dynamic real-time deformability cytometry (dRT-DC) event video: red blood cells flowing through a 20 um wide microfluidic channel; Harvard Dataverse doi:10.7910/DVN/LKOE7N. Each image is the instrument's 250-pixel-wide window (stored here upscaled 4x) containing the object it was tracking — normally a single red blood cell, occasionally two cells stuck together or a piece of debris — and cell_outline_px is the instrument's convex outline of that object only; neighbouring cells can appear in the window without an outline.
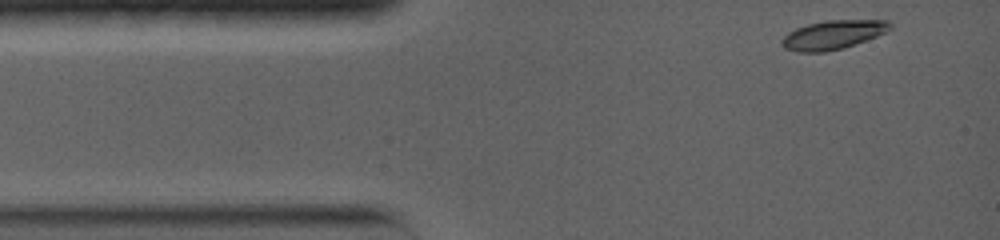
{"species": "common noctule bat (a hibernating species)", "species_latin": "Nyctalus noctula", "temperature_condition": "warm", "stored_images_in_passage": 65, "camera_frame_rate_fps": 5000, "um_per_image_px": 0.085, "animal": {"sex": "female", "body_mass_g": 19.0, "forearm_length_mm": 56.7}, "frame": {"image": 1, "passage_image": 1, "time_ms": 0.0, "image_size_px": [1000, 240], "cell_outline_px": [[892, 28], [876, 36], [844, 48], [824, 52], [796, 52], [784, 48], [780, 44], [780, 40], [788, 32], [796, 28], [808, 24], [828, 20], [888, 20], [892, 24]], "centroid_in_image_um": [70.77, 2.96], "position_along_channel_um": 14.2, "area_um2": 18.26}}
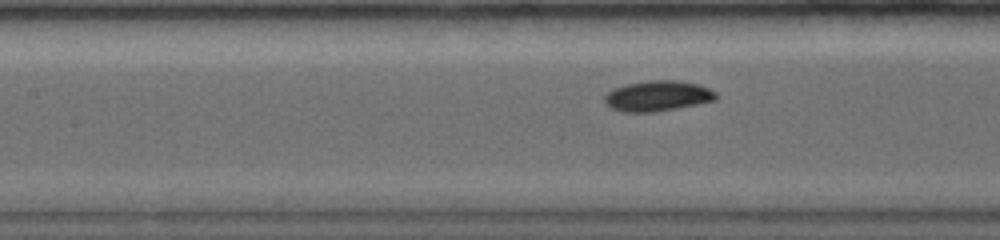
{"frame": {"image": 2, "passage_image": 26, "time_ms": 5.0, "image_size_px": [1000, 240], "cell_outline_px": [[716, 100], [676, 108], [652, 112], [620, 112], [612, 108], [604, 100], [604, 96], [608, 92], [616, 88], [628, 84], [648, 80], [680, 80], [700, 84], [716, 92]], "centroid_in_image_um": [55.92, 8.15], "position_along_channel_um": 151.5, "area_um2": 19.65}}
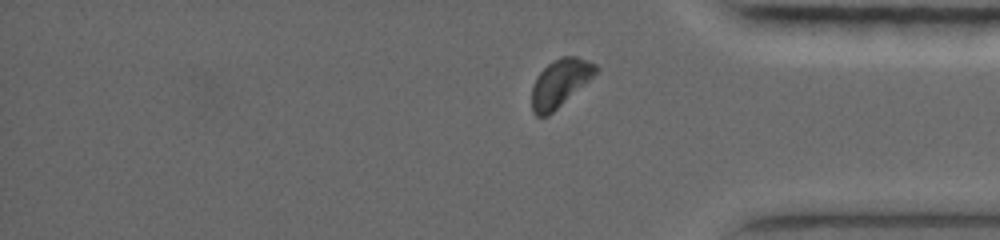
{"frame": {"image": 3, "passage_image": 58, "time_ms": 11.4, "image_size_px": [1000, 240], "cell_outline_px": [[600, 68], [588, 80], [548, 116], [536, 116], [532, 112], [532, 84], [536, 76], [552, 60], [560, 56], [576, 56], [588, 60], [596, 64]], "centroid_in_image_um": [47.57, 7.03], "position_along_channel_um": 387.6, "area_um2": 17.57}, "authors_computed_cell_mechanics": {"area_um2": 18.5538, "velocity_mm_per_s": 3.8126, "shape_relaxation_time_tau1_ms": 1.8456, "shape_relaxation_time_tau2_ms": null, "deformation_change_tau1": 0.1154, "deformation_change_tau2": null}}